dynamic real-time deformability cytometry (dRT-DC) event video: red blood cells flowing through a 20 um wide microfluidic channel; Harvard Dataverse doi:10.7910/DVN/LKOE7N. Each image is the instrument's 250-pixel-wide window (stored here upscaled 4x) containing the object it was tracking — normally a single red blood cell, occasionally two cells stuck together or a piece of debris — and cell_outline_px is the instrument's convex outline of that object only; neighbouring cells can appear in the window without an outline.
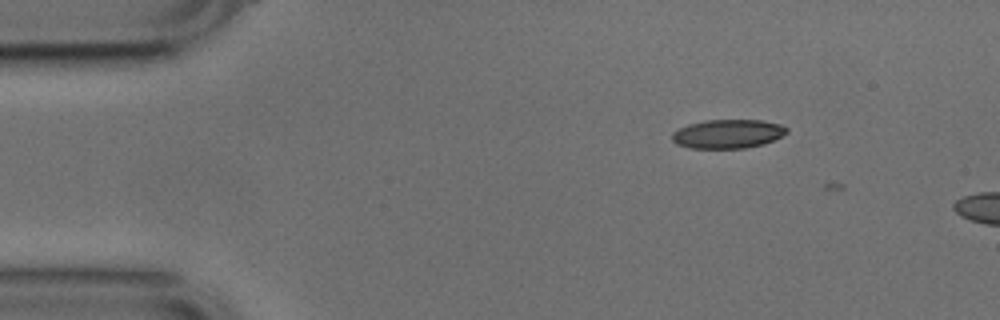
{"species": "common noctule bat (a hibernating species)", "species_latin": "Nyctalus noctula", "temperature_condition": "cold", "stored_images_in_passage": 4, "camera_frame_rate_fps": 3000, "um_per_image_px": 0.085, "animal": {"sex": "male", "body_mass_g": 17.9, "forearm_length_mm": 54.2}, "frame": {"image": 1, "passage_image": 3, "time_ms": 0.667, "image_size_px": [1000, 320], "cell_outline_px": [[788, 132], [764, 144], [744, 148], [688, 148], [676, 144], [672, 140], [672, 132], [688, 124], [704, 120], [760, 120], [780, 124], [788, 128]], "centroid_in_image_um": [61.83, 11.38], "position_along_channel_um": 23.2, "area_um2": 19.31}}